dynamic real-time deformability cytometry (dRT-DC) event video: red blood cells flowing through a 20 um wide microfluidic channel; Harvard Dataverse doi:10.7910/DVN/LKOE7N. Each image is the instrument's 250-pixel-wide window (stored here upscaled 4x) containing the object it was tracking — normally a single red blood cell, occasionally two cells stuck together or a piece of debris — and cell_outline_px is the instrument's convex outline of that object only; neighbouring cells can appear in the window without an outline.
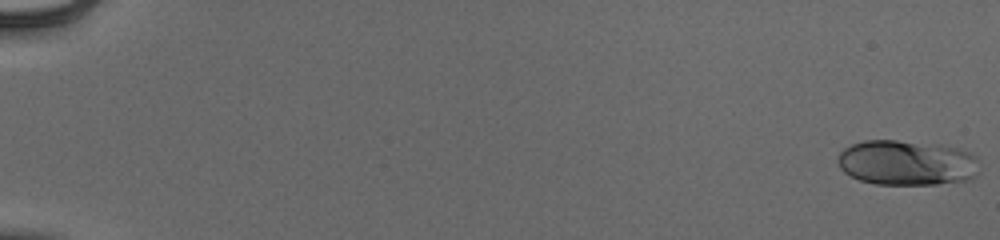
{"species": "human", "species_latin": "Homo sapiens", "temperature_condition": "cold", "stored_images_in_passage": 55, "camera_frame_rate_fps": 3000, "um_per_image_px": 0.085, "donor": {"sex": "male"}, "frame": {"image": 1, "passage_image": 1, "time_ms": 0.0, "image_size_px": [1000, 240], "cell_outline_px": [[980, 172], [976, 176], [968, 180], [936, 184], [876, 184], [860, 180], [844, 172], [840, 168], [836, 160], [840, 152], [844, 148], [852, 144], [864, 140], [896, 140], [940, 144], [972, 152], [976, 156]], "centroid_in_image_um": [77.1, 13.83], "position_along_channel_um": 7.9, "area_um2": 37.69}}
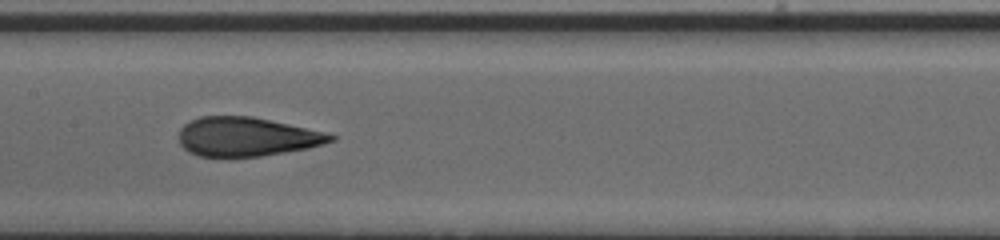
{"frame": {"image": 2, "passage_image": 30, "time_ms": 9.667, "image_size_px": [1000, 240], "cell_outline_px": [[336, 140], [324, 144], [308, 148], [260, 156], [200, 156], [188, 152], [180, 144], [180, 128], [184, 124], [200, 116], [252, 116], [324, 132], [336, 136]], "centroid_in_image_um": [20.96, 11.62], "position_along_channel_um": 186.4, "area_um2": 34.22}}
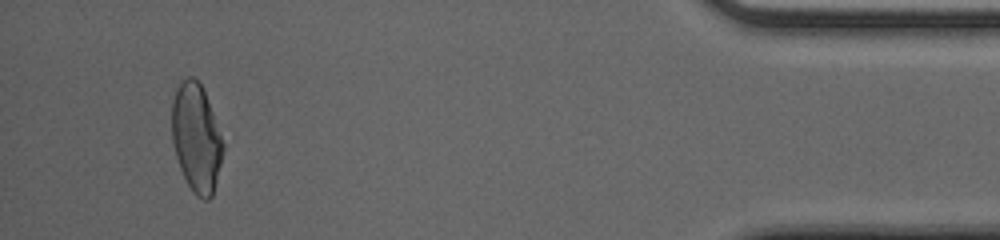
{"frame": {"image": 3, "passage_image": 52, "time_ms": 17.0, "image_size_px": [1000, 240], "cell_outline_px": [[224, 148], [212, 196], [208, 200], [204, 200], [196, 196], [192, 192], [180, 168], [176, 156], [172, 140], [172, 100], [176, 88], [188, 76], [192, 76], [200, 84], [204, 92], [212, 112], [224, 144]], "centroid_in_image_um": [16.67, 11.74], "position_along_channel_um": 418.5, "area_um2": 31.85}, "authors_computed_cell_mechanics": {"area_um2": 35.1424, "velocity_mm_per_s": 3.9564, "shape_relaxation_time_tau1_ms": 8.4619, "shape_relaxation_time_tau2_ms": 1.0994, "deformation_change_tau1": 0.2673, "deformation_change_tau2": 0.0827}}